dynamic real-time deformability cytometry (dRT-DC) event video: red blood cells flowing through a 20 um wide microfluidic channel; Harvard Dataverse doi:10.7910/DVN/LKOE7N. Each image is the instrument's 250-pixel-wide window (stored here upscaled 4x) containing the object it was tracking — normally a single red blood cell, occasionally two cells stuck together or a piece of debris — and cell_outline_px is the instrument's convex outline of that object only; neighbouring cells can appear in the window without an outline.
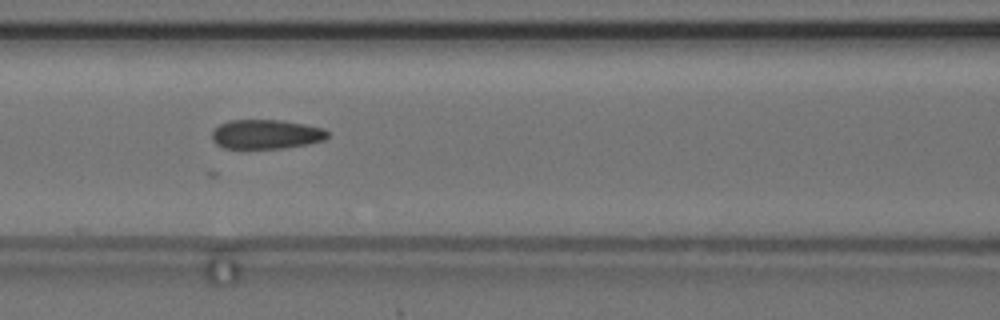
{"species": "common noctule bat (a hibernating species)", "species_latin": "Nyctalus noctula", "temperature_condition": "cold", "stored_images_in_passage": 6, "camera_frame_rate_fps": 3000, "um_per_image_px": 0.085, "animal": {"sex": "female", "body_mass_g": 24.6, "forearm_length_mm": 56.2}, "frame": {"image": 1, "passage_image": 3, "time_ms": 2.333, "image_size_px": [1000, 320], "cell_outline_px": [[328, 136], [324, 140], [308, 144], [284, 148], [224, 148], [216, 144], [212, 140], [212, 132], [220, 124], [228, 120], [280, 120], [304, 124], [324, 128], [328, 132]], "centroid_in_image_um": [22.62, 11.41], "position_along_channel_um": 144.0, "area_um2": 19.77}}